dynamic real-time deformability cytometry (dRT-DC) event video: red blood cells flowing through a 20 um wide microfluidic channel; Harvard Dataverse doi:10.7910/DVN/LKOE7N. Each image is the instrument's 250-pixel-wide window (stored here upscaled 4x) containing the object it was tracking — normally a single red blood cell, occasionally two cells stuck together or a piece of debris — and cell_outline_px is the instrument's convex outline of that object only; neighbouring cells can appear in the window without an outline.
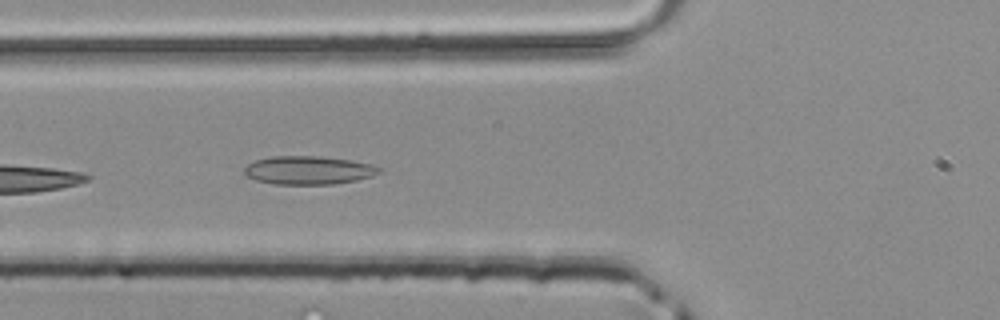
{"species": "common noctule bat (a hibernating species)", "species_latin": "Nyctalus noctula", "temperature_condition": "room temperature", "stored_images_in_passage": 2, "camera_frame_rate_fps": 3000, "um_per_image_px": 0.085, "animal": {"sex": "male", "body_mass_g": 20.4}, "frame": {"image": 1, "passage_image": 2, "time_ms": 0.333, "image_size_px": [1000, 320], "cell_outline_px": [[384, 168], [380, 172], [372, 176], [356, 180], [332, 184], [272, 184], [256, 180], [244, 176], [244, 168], [248, 164], [256, 160], [272, 156], [320, 156], [352, 160], [372, 164]], "centroid_in_image_um": [26.23, 14.46], "position_along_channel_um": 99.6, "area_um2": 22.48}}